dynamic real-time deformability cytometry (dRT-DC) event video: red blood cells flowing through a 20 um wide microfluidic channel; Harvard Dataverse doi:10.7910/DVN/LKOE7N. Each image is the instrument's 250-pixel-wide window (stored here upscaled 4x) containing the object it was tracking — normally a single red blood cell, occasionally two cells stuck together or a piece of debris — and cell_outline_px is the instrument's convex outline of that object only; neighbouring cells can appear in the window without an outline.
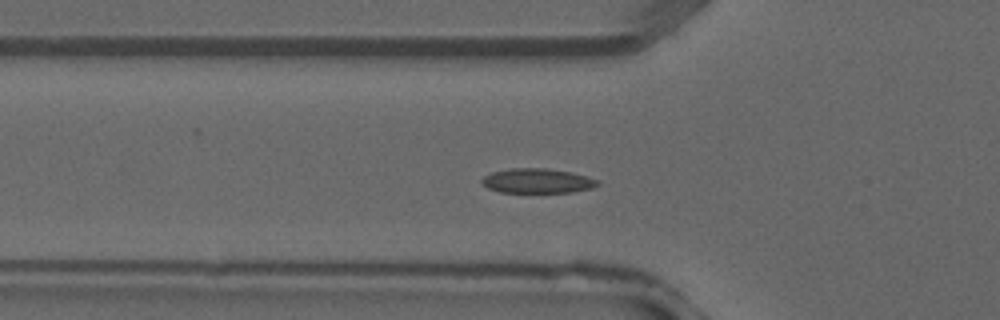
{"species": "common noctule bat (a hibernating species)", "species_latin": "Nyctalus noctula", "temperature_condition": "warm", "stored_images_in_passage": 32, "segment_of_instrument_passage": [1, 2], "camera_frame_rate_fps": 3000, "um_per_image_px": 0.085, "animal": {"sex": "male", "forearm_length_mm": 52.5}, "frame": {"image": 1, "passage_image": 6, "time_ms": 1.667, "image_size_px": [1000, 320], "cell_outline_px": [[600, 184], [592, 188], [572, 192], [500, 192], [488, 188], [480, 180], [484, 176], [492, 172], [512, 168], [548, 168], [572, 172], [600, 180]], "centroid_in_image_um": [45.71, 15.36], "position_along_channel_um": 80.1, "area_um2": 16.65}}
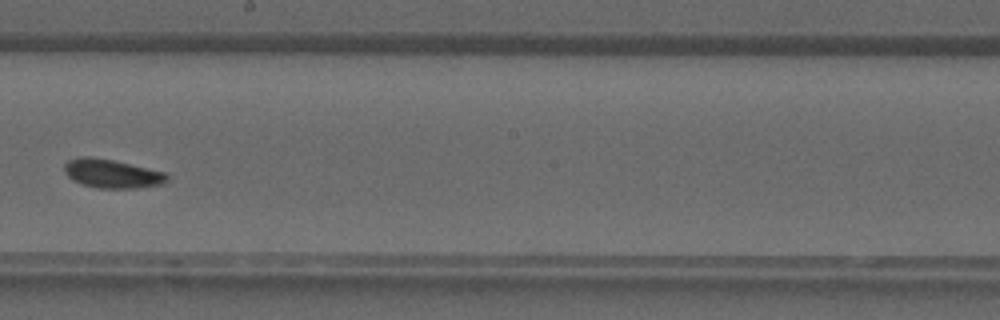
{"frame": {"image": 2, "passage_image": 15, "time_ms": 4.667, "image_size_px": [1000, 320], "cell_outline_px": [[168, 180], [164, 184], [136, 188], [100, 188], [80, 184], [72, 180], [64, 172], [64, 164], [68, 160], [80, 156], [92, 156], [112, 160], [168, 172]], "centroid_in_image_um": [9.53, 14.75], "position_along_channel_um": 238.7, "area_um2": 17.46}}
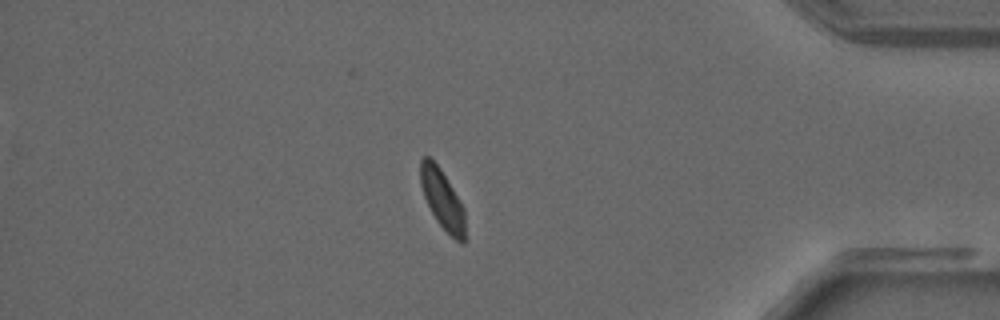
{"frame": {"image": 3, "passage_image": 26, "time_ms": 8.333, "image_size_px": [1000, 320], "cell_outline_px": [[464, 240], [456, 240], [436, 220], [424, 196], [420, 184], [420, 160], [424, 156], [428, 156], [440, 168], [464, 208]], "centroid_in_image_um": [37.56, 16.88], "position_along_channel_um": 397.6, "area_um2": 14.91}}